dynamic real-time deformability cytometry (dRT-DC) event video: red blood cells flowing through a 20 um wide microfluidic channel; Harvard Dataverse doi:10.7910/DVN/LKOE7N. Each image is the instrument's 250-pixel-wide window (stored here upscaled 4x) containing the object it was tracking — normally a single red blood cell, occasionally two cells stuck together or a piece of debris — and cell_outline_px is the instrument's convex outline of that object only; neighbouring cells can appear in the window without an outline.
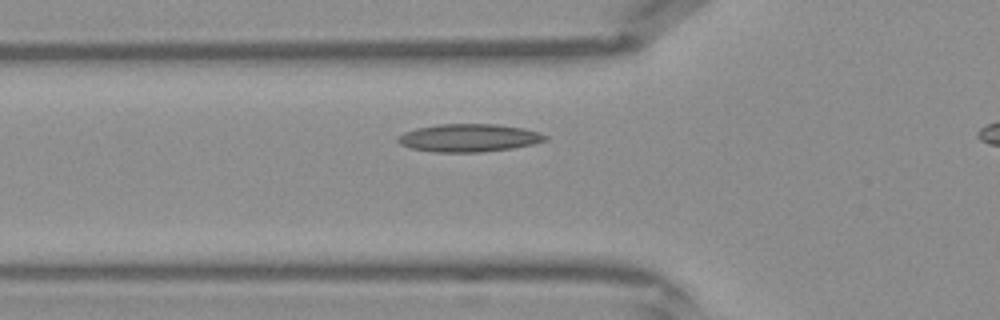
{"species": "Egyptian fruit bat (a non-hibernating species)", "species_latin": "Rousettus aegyptiacus", "temperature_condition": "warm", "stored_images_in_passage": 24, "camera_frame_rate_fps": 3000, "um_per_image_px": 0.085, "frame": {"image": 1, "passage_image": 2, "time_ms": 0.333, "image_size_px": [1000, 320], "cell_outline_px": [[548, 140], [532, 144], [512, 148], [480, 152], [436, 152], [412, 148], [400, 144], [396, 140], [396, 136], [404, 132], [416, 128], [440, 124], [496, 124], [524, 128], [540, 132], [548, 136]], "centroid_in_image_um": [39.86, 11.71], "position_along_channel_um": 85.9, "area_um2": 23.99}}
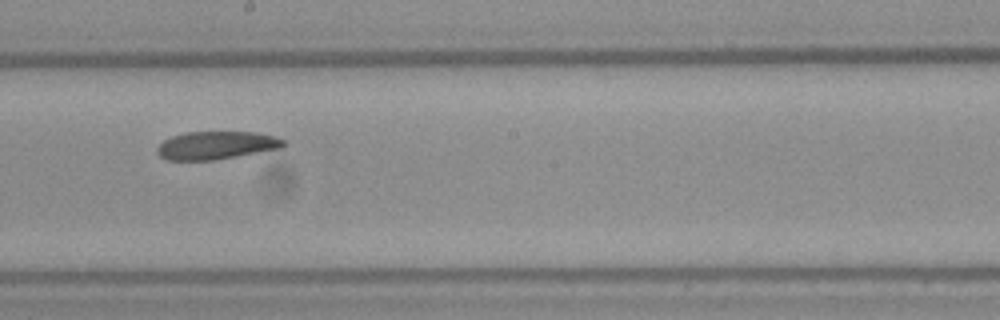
{"frame": {"image": 2, "passage_image": 11, "time_ms": 3.333, "image_size_px": [1000, 320], "cell_outline_px": [[288, 144], [280, 148], [212, 160], [164, 160], [156, 152], [156, 148], [164, 140], [172, 136], [184, 132], [256, 132], [276, 136], [288, 140]], "centroid_in_image_um": [18.4, 12.34], "position_along_channel_um": 229.8, "area_um2": 20.69}}
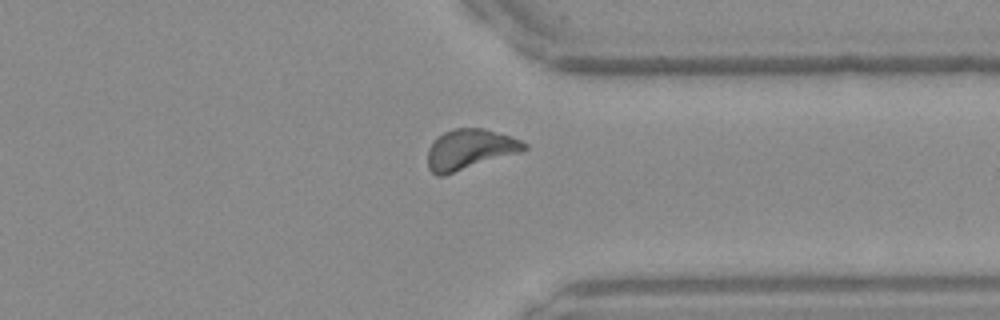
{"frame": {"image": 3, "passage_image": 20, "time_ms": 6.333, "image_size_px": [1000, 320], "cell_outline_px": [[528, 148], [520, 152], [444, 176], [436, 176], [428, 168], [428, 148], [432, 140], [436, 136], [444, 132], [456, 128], [484, 128], [512, 136], [528, 144]], "centroid_in_image_um": [39.91, 12.69], "position_along_channel_um": 371.5, "area_um2": 22.89}}